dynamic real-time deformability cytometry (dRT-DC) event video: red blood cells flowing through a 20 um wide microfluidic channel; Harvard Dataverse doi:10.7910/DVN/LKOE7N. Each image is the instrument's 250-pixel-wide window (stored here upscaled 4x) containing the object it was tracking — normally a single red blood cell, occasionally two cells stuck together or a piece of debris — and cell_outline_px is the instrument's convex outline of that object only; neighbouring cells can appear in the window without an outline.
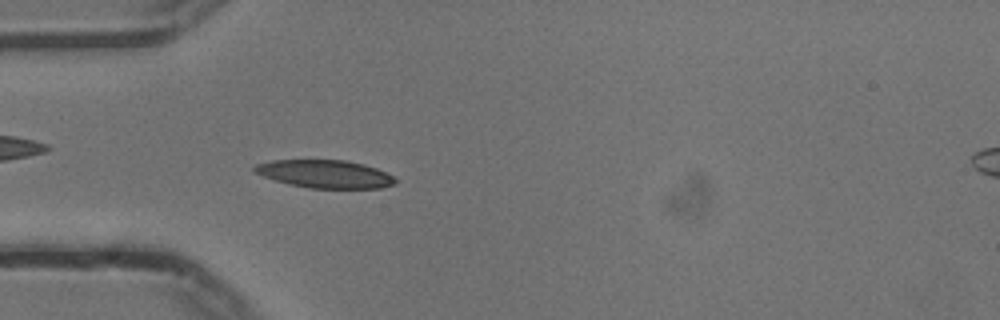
{"species": "common noctule bat (a hibernating species)", "species_latin": "Nyctalus noctula", "temperature_condition": "cold", "stored_images_in_passage": 55, "camera_frame_rate_fps": 3000, "um_per_image_px": 0.085, "animal": {"sex": "male", "body_mass_g": 13.3}, "frame": {"image": 1, "passage_image": 16, "time_ms": 5.0, "image_size_px": [1000, 320], "cell_outline_px": [[396, 184], [380, 188], [308, 188], [288, 184], [252, 172], [252, 168], [256, 164], [272, 160], [344, 160], [364, 164], [376, 168], [392, 176], [396, 180]], "centroid_in_image_um": [27.59, 14.79], "position_along_channel_um": 57.4, "area_um2": 22.89}}
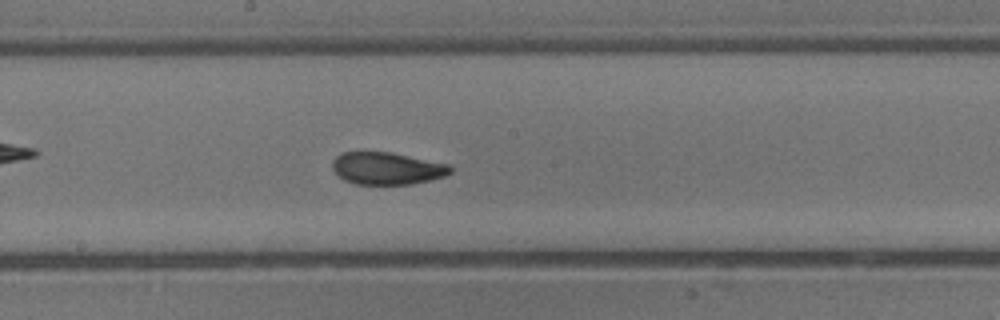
{"frame": {"image": 2, "passage_image": 29, "time_ms": 9.333, "image_size_px": [1000, 320], "cell_outline_px": [[452, 172], [444, 176], [412, 184], [356, 184], [344, 180], [332, 168], [332, 160], [340, 152], [392, 152], [448, 164], [452, 168]], "centroid_in_image_um": [32.87, 14.3], "position_along_channel_um": 215.3, "area_um2": 22.14}}
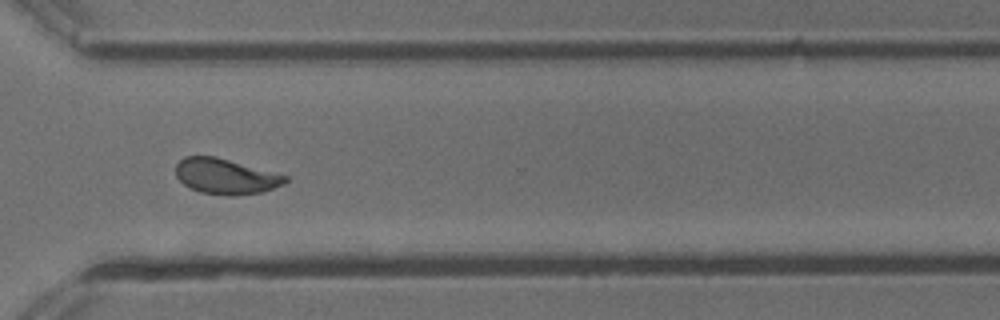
{"frame": {"image": 3, "passage_image": 40, "time_ms": 13.0, "image_size_px": [1000, 320], "cell_outline_px": [[288, 180], [284, 184], [264, 192], [232, 196], [228, 196], [200, 192], [184, 184], [176, 176], [176, 164], [184, 156], [216, 156], [288, 176]], "centroid_in_image_um": [19.19, 14.99], "position_along_channel_um": 351.4, "area_um2": 22.66}, "authors_computed_cell_mechanics": {"area_um2": 22.6576, "velocity_mm_per_s": 3.7182, "shape_relaxation_time_tau1_ms": 4.1675, "shape_relaxation_time_tau2_ms": 2.1211, "deformation_change_tau1": 0.1571, "deformation_change_tau2": 0.0726}}